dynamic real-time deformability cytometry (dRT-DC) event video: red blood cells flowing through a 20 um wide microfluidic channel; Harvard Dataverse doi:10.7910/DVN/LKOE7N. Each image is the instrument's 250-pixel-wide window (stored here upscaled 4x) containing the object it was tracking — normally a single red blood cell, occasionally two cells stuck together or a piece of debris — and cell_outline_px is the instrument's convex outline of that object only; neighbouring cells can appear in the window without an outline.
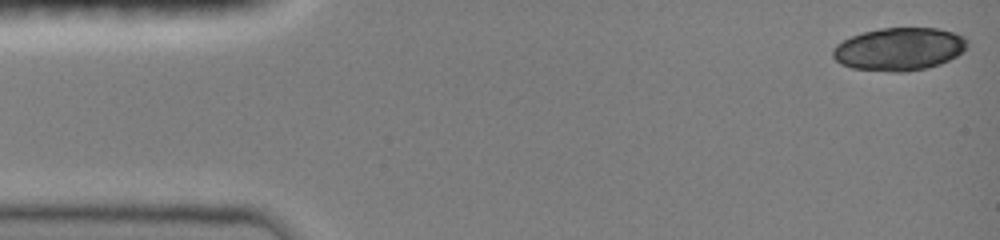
{"species": "common noctule bat (a hibernating species)", "species_latin": "Nyctalus noctula", "temperature_condition": "room temperature", "stored_images_in_passage": 8, "camera_frame_rate_fps": 3000, "um_per_image_px": 0.085, "animal": {"sex": "female", "body_mass_g": 19.0, "forearm_length_mm": 51.5}, "frame": {"image": 1, "passage_image": 1, "time_ms": 0.0, "image_size_px": [1000, 240], "cell_outline_px": [[968, 44], [956, 56], [940, 64], [928, 68], [904, 72], [892, 72], [852, 68], [840, 64], [832, 56], [832, 48], [836, 44], [852, 36], [864, 32], [880, 28], [936, 28], [952, 32], [964, 36], [968, 40]], "centroid_in_image_um": [76.41, 4.18], "position_along_channel_um": 8.6, "area_um2": 33.58}}